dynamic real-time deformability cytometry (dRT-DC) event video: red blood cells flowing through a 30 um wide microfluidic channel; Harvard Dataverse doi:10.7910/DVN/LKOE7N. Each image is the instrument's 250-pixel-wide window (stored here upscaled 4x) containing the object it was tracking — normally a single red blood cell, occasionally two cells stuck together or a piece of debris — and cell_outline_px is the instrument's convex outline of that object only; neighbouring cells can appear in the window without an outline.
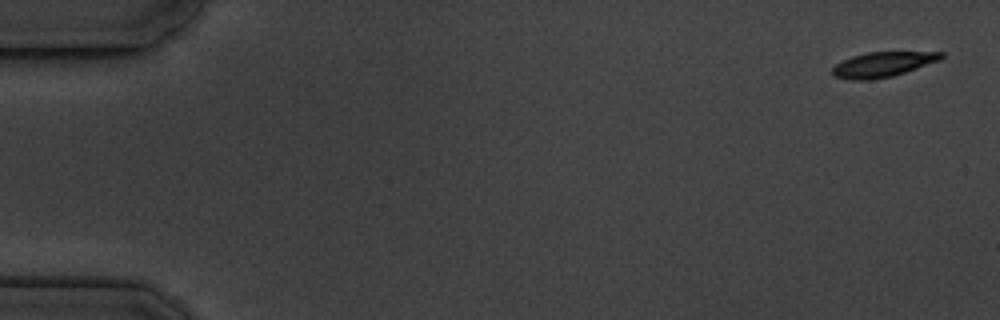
{"species": "common noctule bat (a hibernating species)", "species_latin": "Nyctalus noctula", "temperature_condition": "cold", "stored_images_in_passage": 5, "camera_frame_rate_fps": 3000, "um_per_image_px": 0.085, "animal": {"sex": "male", "body_mass_g": 19.5, "forearm_length_mm": 54.6}, "frame": {"image": 1, "passage_image": 1, "time_ms": 0.0, "image_size_px": [1000, 320], "cell_outline_px": [[944, 56], [940, 60], [892, 76], [868, 80], [852, 80], [832, 76], [832, 68], [836, 64], [852, 56], [868, 52], [944, 52]], "centroid_in_image_um": [75.01, 5.48], "position_along_channel_um": 10.0, "area_um2": 15.66}}
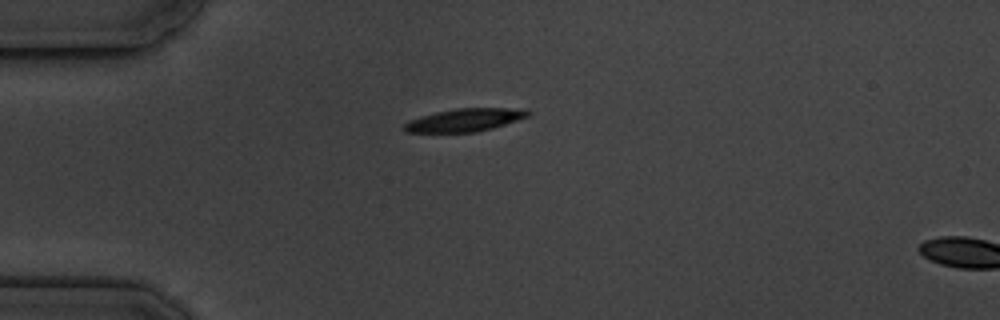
{"frame": {"image": 2, "passage_image": 4, "time_ms": 4.333, "image_size_px": [1000, 320], "cell_outline_px": [[532, 112], [528, 116], [492, 128], [476, 132], [404, 132], [400, 128], [408, 120], [436, 112], [456, 108], [524, 108]], "centroid_in_image_um": [39.48, 10.19], "position_along_channel_um": 45.5, "area_um2": 16.53}}